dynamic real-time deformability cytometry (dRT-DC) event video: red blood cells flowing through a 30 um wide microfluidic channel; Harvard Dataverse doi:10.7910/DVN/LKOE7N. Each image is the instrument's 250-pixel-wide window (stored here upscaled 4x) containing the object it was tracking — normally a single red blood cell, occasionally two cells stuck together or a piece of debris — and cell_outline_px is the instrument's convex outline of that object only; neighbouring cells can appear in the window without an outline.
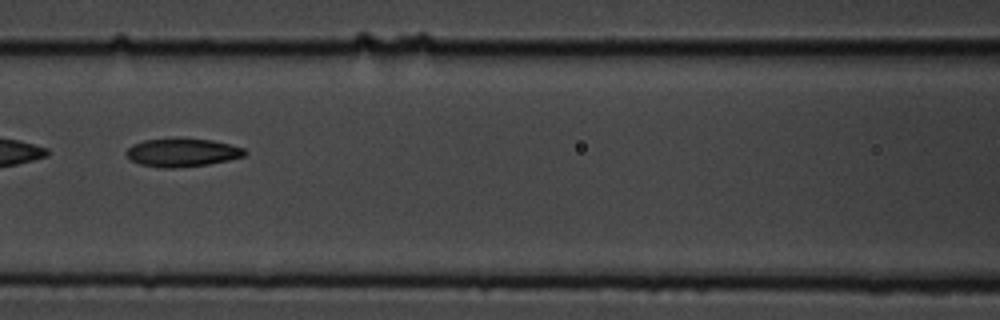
{"species": "common noctule bat (a hibernating species)", "species_latin": "Nyctalus noctula", "temperature_condition": "cold", "stored_images_in_passage": 14, "camera_frame_rate_fps": 3000, "um_per_image_px": 0.085, "animal": {"sex": "male", "body_mass_g": 19.5, "forearm_length_mm": 54.6}, "frame": {"image": 1, "passage_image": 7, "time_ms": 2.0, "image_size_px": [1000, 320], "cell_outline_px": [[248, 152], [244, 156], [228, 160], [208, 164], [172, 168], [164, 168], [140, 164], [132, 160], [124, 152], [132, 144], [144, 140], [176, 136], [212, 140], [244, 148]], "centroid_in_image_um": [15.47, 12.93], "position_along_channel_um": 151.1, "area_um2": 19.88}}
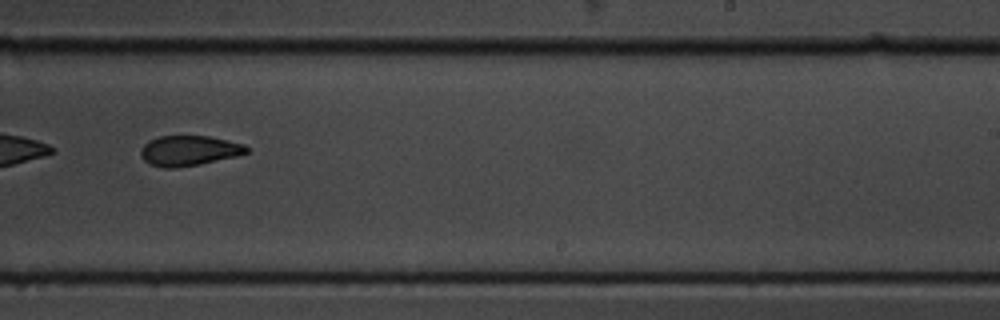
{"frame": {"image": 2, "passage_image": 10, "time_ms": 3.0, "image_size_px": [1000, 320], "cell_outline_px": [[248, 152], [236, 156], [200, 164], [176, 168], [164, 168], [148, 164], [140, 156], [140, 148], [148, 140], [160, 136], [208, 136], [244, 144], [248, 148]], "centroid_in_image_um": [16.01, 12.81], "position_along_channel_um": 273.0, "area_um2": 18.67}}
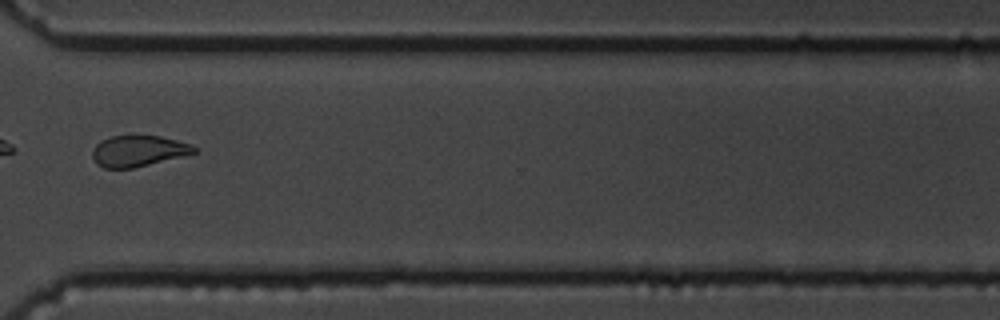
{"frame": {"image": 3, "passage_image": 12, "time_ms": 3.667, "image_size_px": [1000, 320], "cell_outline_px": [[196, 152], [132, 168], [104, 168], [96, 164], [92, 156], [92, 152], [96, 144], [100, 140], [112, 136], [160, 136], [192, 144], [196, 148]], "centroid_in_image_um": [11.71, 12.83], "position_along_channel_um": 358.9, "area_um2": 18.09}}